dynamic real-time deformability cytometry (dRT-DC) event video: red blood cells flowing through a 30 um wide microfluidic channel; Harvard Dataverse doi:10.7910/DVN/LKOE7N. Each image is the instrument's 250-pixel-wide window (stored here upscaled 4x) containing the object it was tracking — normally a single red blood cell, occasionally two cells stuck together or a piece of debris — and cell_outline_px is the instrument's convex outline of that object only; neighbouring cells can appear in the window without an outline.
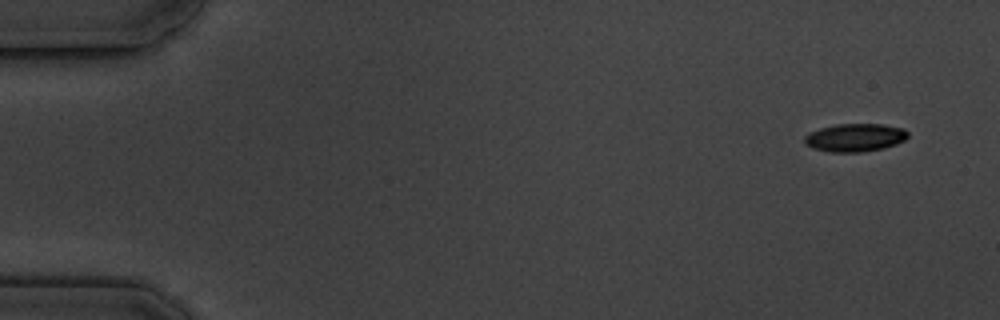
{"species": "common noctule bat (a hibernating species)", "species_latin": "Nyctalus noctula", "temperature_condition": "cold", "stored_images_in_passage": 5, "camera_frame_rate_fps": 3000, "um_per_image_px": 0.085, "animal": {"sex": "male", "body_mass_g": 19.5, "forearm_length_mm": 54.6}, "frame": {"image": 1, "passage_image": 1, "time_ms": 0.0, "image_size_px": [1000, 320], "cell_outline_px": [[908, 136], [904, 140], [896, 144], [884, 148], [864, 152], [832, 152], [812, 148], [804, 144], [804, 136], [808, 132], [820, 128], [836, 124], [880, 124], [904, 128], [908, 132]], "centroid_in_image_um": [72.65, 11.69], "position_along_channel_um": 12.3, "area_um2": 17.05}}
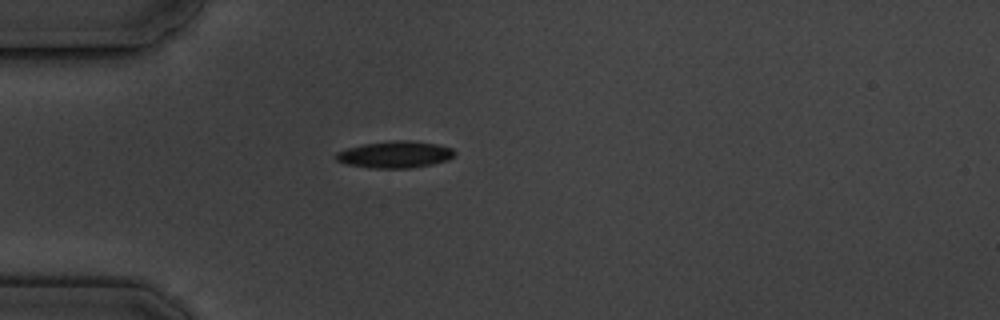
{"frame": {"image": 2, "passage_image": 5, "time_ms": 4.333, "image_size_px": [1000, 320], "cell_outline_px": [[456, 156], [448, 160], [432, 164], [412, 168], [372, 168], [348, 164], [336, 160], [336, 152], [348, 148], [364, 144], [396, 140], [408, 140], [436, 144], [452, 148], [456, 152]], "centroid_in_image_um": [33.63, 13.14], "position_along_channel_um": 51.4, "area_um2": 18.44}}